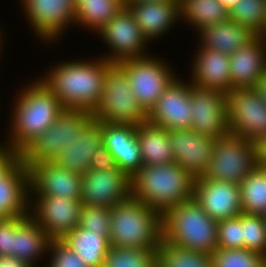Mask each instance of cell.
<instances>
[{
  "instance_id": "cell-1",
  "label": "cell",
  "mask_w": 266,
  "mask_h": 267,
  "mask_svg": "<svg viewBox=\"0 0 266 267\" xmlns=\"http://www.w3.org/2000/svg\"><path fill=\"white\" fill-rule=\"evenodd\" d=\"M95 56L57 61L38 78L65 109L93 112L103 92L106 70L112 65L100 55Z\"/></svg>"
},
{
  "instance_id": "cell-2",
  "label": "cell",
  "mask_w": 266,
  "mask_h": 267,
  "mask_svg": "<svg viewBox=\"0 0 266 267\" xmlns=\"http://www.w3.org/2000/svg\"><path fill=\"white\" fill-rule=\"evenodd\" d=\"M21 88V89H20ZM3 141L20 153L32 140L51 126L64 111L56 96L38 78L16 88ZM7 135V136H6Z\"/></svg>"
},
{
  "instance_id": "cell-3",
  "label": "cell",
  "mask_w": 266,
  "mask_h": 267,
  "mask_svg": "<svg viewBox=\"0 0 266 267\" xmlns=\"http://www.w3.org/2000/svg\"><path fill=\"white\" fill-rule=\"evenodd\" d=\"M130 180L131 198L161 215L193 198L195 178L175 163L142 166Z\"/></svg>"
},
{
  "instance_id": "cell-4",
  "label": "cell",
  "mask_w": 266,
  "mask_h": 267,
  "mask_svg": "<svg viewBox=\"0 0 266 267\" xmlns=\"http://www.w3.org/2000/svg\"><path fill=\"white\" fill-rule=\"evenodd\" d=\"M217 223L193 197L162 215V239L184 249L212 255L218 249Z\"/></svg>"
},
{
  "instance_id": "cell-5",
  "label": "cell",
  "mask_w": 266,
  "mask_h": 267,
  "mask_svg": "<svg viewBox=\"0 0 266 267\" xmlns=\"http://www.w3.org/2000/svg\"><path fill=\"white\" fill-rule=\"evenodd\" d=\"M110 245L158 248L162 240V215L131 197L111 208Z\"/></svg>"
},
{
  "instance_id": "cell-6",
  "label": "cell",
  "mask_w": 266,
  "mask_h": 267,
  "mask_svg": "<svg viewBox=\"0 0 266 267\" xmlns=\"http://www.w3.org/2000/svg\"><path fill=\"white\" fill-rule=\"evenodd\" d=\"M94 120L92 112L86 110L64 109L54 123L32 140L21 152L22 163L31 165L52 161L75 138H80L88 125Z\"/></svg>"
},
{
  "instance_id": "cell-7",
  "label": "cell",
  "mask_w": 266,
  "mask_h": 267,
  "mask_svg": "<svg viewBox=\"0 0 266 267\" xmlns=\"http://www.w3.org/2000/svg\"><path fill=\"white\" fill-rule=\"evenodd\" d=\"M92 113L94 120L105 123L137 126L147 121V113L134 97L127 74L118 64L106 70L103 92Z\"/></svg>"
},
{
  "instance_id": "cell-8",
  "label": "cell",
  "mask_w": 266,
  "mask_h": 267,
  "mask_svg": "<svg viewBox=\"0 0 266 267\" xmlns=\"http://www.w3.org/2000/svg\"><path fill=\"white\" fill-rule=\"evenodd\" d=\"M142 58L124 60L118 65L127 74L134 97L148 114L171 82L179 75L169 60L153 51Z\"/></svg>"
},
{
  "instance_id": "cell-9",
  "label": "cell",
  "mask_w": 266,
  "mask_h": 267,
  "mask_svg": "<svg viewBox=\"0 0 266 267\" xmlns=\"http://www.w3.org/2000/svg\"><path fill=\"white\" fill-rule=\"evenodd\" d=\"M23 21L40 44L55 46L75 27V0H18ZM63 37V38H62ZM51 44V45H50Z\"/></svg>"
},
{
  "instance_id": "cell-10",
  "label": "cell",
  "mask_w": 266,
  "mask_h": 267,
  "mask_svg": "<svg viewBox=\"0 0 266 267\" xmlns=\"http://www.w3.org/2000/svg\"><path fill=\"white\" fill-rule=\"evenodd\" d=\"M257 166L255 142L228 133L215 139L203 178L239 185Z\"/></svg>"
},
{
  "instance_id": "cell-11",
  "label": "cell",
  "mask_w": 266,
  "mask_h": 267,
  "mask_svg": "<svg viewBox=\"0 0 266 267\" xmlns=\"http://www.w3.org/2000/svg\"><path fill=\"white\" fill-rule=\"evenodd\" d=\"M104 48L102 58L118 64L121 61L142 58L150 55V43L144 37L137 25L133 14L124 6L113 18H111L97 33Z\"/></svg>"
},
{
  "instance_id": "cell-12",
  "label": "cell",
  "mask_w": 266,
  "mask_h": 267,
  "mask_svg": "<svg viewBox=\"0 0 266 267\" xmlns=\"http://www.w3.org/2000/svg\"><path fill=\"white\" fill-rule=\"evenodd\" d=\"M229 134L256 142L266 135V103L255 88H236L227 93Z\"/></svg>"
},
{
  "instance_id": "cell-13",
  "label": "cell",
  "mask_w": 266,
  "mask_h": 267,
  "mask_svg": "<svg viewBox=\"0 0 266 267\" xmlns=\"http://www.w3.org/2000/svg\"><path fill=\"white\" fill-rule=\"evenodd\" d=\"M80 200L29 196V215L45 230L52 240H60L79 225Z\"/></svg>"
},
{
  "instance_id": "cell-14",
  "label": "cell",
  "mask_w": 266,
  "mask_h": 267,
  "mask_svg": "<svg viewBox=\"0 0 266 267\" xmlns=\"http://www.w3.org/2000/svg\"><path fill=\"white\" fill-rule=\"evenodd\" d=\"M190 98V128L194 132L214 139L229 133L227 94L191 85Z\"/></svg>"
},
{
  "instance_id": "cell-15",
  "label": "cell",
  "mask_w": 266,
  "mask_h": 267,
  "mask_svg": "<svg viewBox=\"0 0 266 267\" xmlns=\"http://www.w3.org/2000/svg\"><path fill=\"white\" fill-rule=\"evenodd\" d=\"M130 177L120 170L90 169L82 174L80 201L86 206L108 207L131 197Z\"/></svg>"
},
{
  "instance_id": "cell-16",
  "label": "cell",
  "mask_w": 266,
  "mask_h": 267,
  "mask_svg": "<svg viewBox=\"0 0 266 267\" xmlns=\"http://www.w3.org/2000/svg\"><path fill=\"white\" fill-rule=\"evenodd\" d=\"M192 83L181 73L164 90L156 105L147 114V121L166 130L188 129L191 126Z\"/></svg>"
},
{
  "instance_id": "cell-17",
  "label": "cell",
  "mask_w": 266,
  "mask_h": 267,
  "mask_svg": "<svg viewBox=\"0 0 266 267\" xmlns=\"http://www.w3.org/2000/svg\"><path fill=\"white\" fill-rule=\"evenodd\" d=\"M29 168V196L65 197L80 200L82 174L66 170L52 161Z\"/></svg>"
},
{
  "instance_id": "cell-18",
  "label": "cell",
  "mask_w": 266,
  "mask_h": 267,
  "mask_svg": "<svg viewBox=\"0 0 266 267\" xmlns=\"http://www.w3.org/2000/svg\"><path fill=\"white\" fill-rule=\"evenodd\" d=\"M174 163L193 178L203 177L208 169L215 139L188 129L169 130Z\"/></svg>"
},
{
  "instance_id": "cell-19",
  "label": "cell",
  "mask_w": 266,
  "mask_h": 267,
  "mask_svg": "<svg viewBox=\"0 0 266 267\" xmlns=\"http://www.w3.org/2000/svg\"><path fill=\"white\" fill-rule=\"evenodd\" d=\"M144 37L151 45L165 38L180 23L179 0H158L127 4Z\"/></svg>"
},
{
  "instance_id": "cell-20",
  "label": "cell",
  "mask_w": 266,
  "mask_h": 267,
  "mask_svg": "<svg viewBox=\"0 0 266 267\" xmlns=\"http://www.w3.org/2000/svg\"><path fill=\"white\" fill-rule=\"evenodd\" d=\"M191 56L187 79L192 85L203 89L230 92L231 72L229 55L206 48H195Z\"/></svg>"
},
{
  "instance_id": "cell-21",
  "label": "cell",
  "mask_w": 266,
  "mask_h": 267,
  "mask_svg": "<svg viewBox=\"0 0 266 267\" xmlns=\"http://www.w3.org/2000/svg\"><path fill=\"white\" fill-rule=\"evenodd\" d=\"M193 197L201 208L217 222L242 213L238 184L199 177L194 180Z\"/></svg>"
},
{
  "instance_id": "cell-22",
  "label": "cell",
  "mask_w": 266,
  "mask_h": 267,
  "mask_svg": "<svg viewBox=\"0 0 266 267\" xmlns=\"http://www.w3.org/2000/svg\"><path fill=\"white\" fill-rule=\"evenodd\" d=\"M102 136L116 166L129 177L143 166L136 125L102 122Z\"/></svg>"
},
{
  "instance_id": "cell-23",
  "label": "cell",
  "mask_w": 266,
  "mask_h": 267,
  "mask_svg": "<svg viewBox=\"0 0 266 267\" xmlns=\"http://www.w3.org/2000/svg\"><path fill=\"white\" fill-rule=\"evenodd\" d=\"M229 58L231 87L255 88L266 74V36H255Z\"/></svg>"
},
{
  "instance_id": "cell-24",
  "label": "cell",
  "mask_w": 266,
  "mask_h": 267,
  "mask_svg": "<svg viewBox=\"0 0 266 267\" xmlns=\"http://www.w3.org/2000/svg\"><path fill=\"white\" fill-rule=\"evenodd\" d=\"M51 240L45 230L29 214L14 217L12 257L26 262L31 267L46 264L43 260H46Z\"/></svg>"
},
{
  "instance_id": "cell-25",
  "label": "cell",
  "mask_w": 266,
  "mask_h": 267,
  "mask_svg": "<svg viewBox=\"0 0 266 267\" xmlns=\"http://www.w3.org/2000/svg\"><path fill=\"white\" fill-rule=\"evenodd\" d=\"M29 168L19 159L0 178V218L29 214Z\"/></svg>"
},
{
  "instance_id": "cell-26",
  "label": "cell",
  "mask_w": 266,
  "mask_h": 267,
  "mask_svg": "<svg viewBox=\"0 0 266 267\" xmlns=\"http://www.w3.org/2000/svg\"><path fill=\"white\" fill-rule=\"evenodd\" d=\"M103 145L102 121L93 120L70 144L52 160L57 166L80 174L91 169L93 154Z\"/></svg>"
},
{
  "instance_id": "cell-27",
  "label": "cell",
  "mask_w": 266,
  "mask_h": 267,
  "mask_svg": "<svg viewBox=\"0 0 266 267\" xmlns=\"http://www.w3.org/2000/svg\"><path fill=\"white\" fill-rule=\"evenodd\" d=\"M198 48L220 51L231 55L240 47L250 42L256 35L246 27L228 19L215 25L207 26L194 33Z\"/></svg>"
},
{
  "instance_id": "cell-28",
  "label": "cell",
  "mask_w": 266,
  "mask_h": 267,
  "mask_svg": "<svg viewBox=\"0 0 266 267\" xmlns=\"http://www.w3.org/2000/svg\"><path fill=\"white\" fill-rule=\"evenodd\" d=\"M143 166L174 163L169 131L148 121L136 126Z\"/></svg>"
},
{
  "instance_id": "cell-29",
  "label": "cell",
  "mask_w": 266,
  "mask_h": 267,
  "mask_svg": "<svg viewBox=\"0 0 266 267\" xmlns=\"http://www.w3.org/2000/svg\"><path fill=\"white\" fill-rule=\"evenodd\" d=\"M60 241L89 267H103L105 256L110 248L109 237H103L90 230L77 226L65 234Z\"/></svg>"
},
{
  "instance_id": "cell-30",
  "label": "cell",
  "mask_w": 266,
  "mask_h": 267,
  "mask_svg": "<svg viewBox=\"0 0 266 267\" xmlns=\"http://www.w3.org/2000/svg\"><path fill=\"white\" fill-rule=\"evenodd\" d=\"M179 2L180 24L192 28L193 35L204 27L229 19V10L218 0H179Z\"/></svg>"
},
{
  "instance_id": "cell-31",
  "label": "cell",
  "mask_w": 266,
  "mask_h": 267,
  "mask_svg": "<svg viewBox=\"0 0 266 267\" xmlns=\"http://www.w3.org/2000/svg\"><path fill=\"white\" fill-rule=\"evenodd\" d=\"M75 26L97 33L123 7V0H75Z\"/></svg>"
},
{
  "instance_id": "cell-32",
  "label": "cell",
  "mask_w": 266,
  "mask_h": 267,
  "mask_svg": "<svg viewBox=\"0 0 266 267\" xmlns=\"http://www.w3.org/2000/svg\"><path fill=\"white\" fill-rule=\"evenodd\" d=\"M242 212L266 214V168L257 166L240 184Z\"/></svg>"
},
{
  "instance_id": "cell-33",
  "label": "cell",
  "mask_w": 266,
  "mask_h": 267,
  "mask_svg": "<svg viewBox=\"0 0 266 267\" xmlns=\"http://www.w3.org/2000/svg\"><path fill=\"white\" fill-rule=\"evenodd\" d=\"M157 267H213L211 255L172 245L161 240Z\"/></svg>"
},
{
  "instance_id": "cell-34",
  "label": "cell",
  "mask_w": 266,
  "mask_h": 267,
  "mask_svg": "<svg viewBox=\"0 0 266 267\" xmlns=\"http://www.w3.org/2000/svg\"><path fill=\"white\" fill-rule=\"evenodd\" d=\"M229 19L256 36H266V0H240L229 9Z\"/></svg>"
},
{
  "instance_id": "cell-35",
  "label": "cell",
  "mask_w": 266,
  "mask_h": 267,
  "mask_svg": "<svg viewBox=\"0 0 266 267\" xmlns=\"http://www.w3.org/2000/svg\"><path fill=\"white\" fill-rule=\"evenodd\" d=\"M158 248L110 246L103 267H157Z\"/></svg>"
},
{
  "instance_id": "cell-36",
  "label": "cell",
  "mask_w": 266,
  "mask_h": 267,
  "mask_svg": "<svg viewBox=\"0 0 266 267\" xmlns=\"http://www.w3.org/2000/svg\"><path fill=\"white\" fill-rule=\"evenodd\" d=\"M211 259L213 267H266V256L241 249H217Z\"/></svg>"
},
{
  "instance_id": "cell-37",
  "label": "cell",
  "mask_w": 266,
  "mask_h": 267,
  "mask_svg": "<svg viewBox=\"0 0 266 267\" xmlns=\"http://www.w3.org/2000/svg\"><path fill=\"white\" fill-rule=\"evenodd\" d=\"M244 248L266 256V225L263 215L241 213Z\"/></svg>"
},
{
  "instance_id": "cell-38",
  "label": "cell",
  "mask_w": 266,
  "mask_h": 267,
  "mask_svg": "<svg viewBox=\"0 0 266 267\" xmlns=\"http://www.w3.org/2000/svg\"><path fill=\"white\" fill-rule=\"evenodd\" d=\"M111 209L108 207H96L82 205L79 227L93 231L103 237H109L111 233Z\"/></svg>"
},
{
  "instance_id": "cell-39",
  "label": "cell",
  "mask_w": 266,
  "mask_h": 267,
  "mask_svg": "<svg viewBox=\"0 0 266 267\" xmlns=\"http://www.w3.org/2000/svg\"><path fill=\"white\" fill-rule=\"evenodd\" d=\"M217 244L218 249L244 248L243 221L240 215L218 221Z\"/></svg>"
},
{
  "instance_id": "cell-40",
  "label": "cell",
  "mask_w": 266,
  "mask_h": 267,
  "mask_svg": "<svg viewBox=\"0 0 266 267\" xmlns=\"http://www.w3.org/2000/svg\"><path fill=\"white\" fill-rule=\"evenodd\" d=\"M46 267H89L60 240H51L46 257Z\"/></svg>"
},
{
  "instance_id": "cell-41",
  "label": "cell",
  "mask_w": 266,
  "mask_h": 267,
  "mask_svg": "<svg viewBox=\"0 0 266 267\" xmlns=\"http://www.w3.org/2000/svg\"><path fill=\"white\" fill-rule=\"evenodd\" d=\"M14 243V217L0 218V257L12 256Z\"/></svg>"
},
{
  "instance_id": "cell-42",
  "label": "cell",
  "mask_w": 266,
  "mask_h": 267,
  "mask_svg": "<svg viewBox=\"0 0 266 267\" xmlns=\"http://www.w3.org/2000/svg\"><path fill=\"white\" fill-rule=\"evenodd\" d=\"M90 163L91 169L96 170H110L117 168L113 155L104 145H101L93 154Z\"/></svg>"
},
{
  "instance_id": "cell-43",
  "label": "cell",
  "mask_w": 266,
  "mask_h": 267,
  "mask_svg": "<svg viewBox=\"0 0 266 267\" xmlns=\"http://www.w3.org/2000/svg\"><path fill=\"white\" fill-rule=\"evenodd\" d=\"M3 143V144H2ZM20 159V153L0 140V178Z\"/></svg>"
},
{
  "instance_id": "cell-44",
  "label": "cell",
  "mask_w": 266,
  "mask_h": 267,
  "mask_svg": "<svg viewBox=\"0 0 266 267\" xmlns=\"http://www.w3.org/2000/svg\"><path fill=\"white\" fill-rule=\"evenodd\" d=\"M255 144L258 166L266 168V135L259 138Z\"/></svg>"
},
{
  "instance_id": "cell-45",
  "label": "cell",
  "mask_w": 266,
  "mask_h": 267,
  "mask_svg": "<svg viewBox=\"0 0 266 267\" xmlns=\"http://www.w3.org/2000/svg\"><path fill=\"white\" fill-rule=\"evenodd\" d=\"M0 267H31L26 262L12 256H1Z\"/></svg>"
},
{
  "instance_id": "cell-46",
  "label": "cell",
  "mask_w": 266,
  "mask_h": 267,
  "mask_svg": "<svg viewBox=\"0 0 266 267\" xmlns=\"http://www.w3.org/2000/svg\"><path fill=\"white\" fill-rule=\"evenodd\" d=\"M255 89L266 103V74L257 82Z\"/></svg>"
},
{
  "instance_id": "cell-47",
  "label": "cell",
  "mask_w": 266,
  "mask_h": 267,
  "mask_svg": "<svg viewBox=\"0 0 266 267\" xmlns=\"http://www.w3.org/2000/svg\"><path fill=\"white\" fill-rule=\"evenodd\" d=\"M1 26H4V25H0V62L2 61L1 60V56H3L4 57V55H2V54H4V52L2 51V50H4V48H5V36H6V32H4L2 29H4V27H1ZM4 33V34H3ZM3 35H5V36H3ZM4 45V46H3ZM3 52V53H2ZM1 67V66H0Z\"/></svg>"
},
{
  "instance_id": "cell-48",
  "label": "cell",
  "mask_w": 266,
  "mask_h": 267,
  "mask_svg": "<svg viewBox=\"0 0 266 267\" xmlns=\"http://www.w3.org/2000/svg\"><path fill=\"white\" fill-rule=\"evenodd\" d=\"M228 10L235 6L240 0H218Z\"/></svg>"
},
{
  "instance_id": "cell-49",
  "label": "cell",
  "mask_w": 266,
  "mask_h": 267,
  "mask_svg": "<svg viewBox=\"0 0 266 267\" xmlns=\"http://www.w3.org/2000/svg\"><path fill=\"white\" fill-rule=\"evenodd\" d=\"M146 1H158V0H123L124 6L130 3L146 2Z\"/></svg>"
},
{
  "instance_id": "cell-50",
  "label": "cell",
  "mask_w": 266,
  "mask_h": 267,
  "mask_svg": "<svg viewBox=\"0 0 266 267\" xmlns=\"http://www.w3.org/2000/svg\"><path fill=\"white\" fill-rule=\"evenodd\" d=\"M263 217H264L265 225H266V214H264Z\"/></svg>"
}]
</instances>
